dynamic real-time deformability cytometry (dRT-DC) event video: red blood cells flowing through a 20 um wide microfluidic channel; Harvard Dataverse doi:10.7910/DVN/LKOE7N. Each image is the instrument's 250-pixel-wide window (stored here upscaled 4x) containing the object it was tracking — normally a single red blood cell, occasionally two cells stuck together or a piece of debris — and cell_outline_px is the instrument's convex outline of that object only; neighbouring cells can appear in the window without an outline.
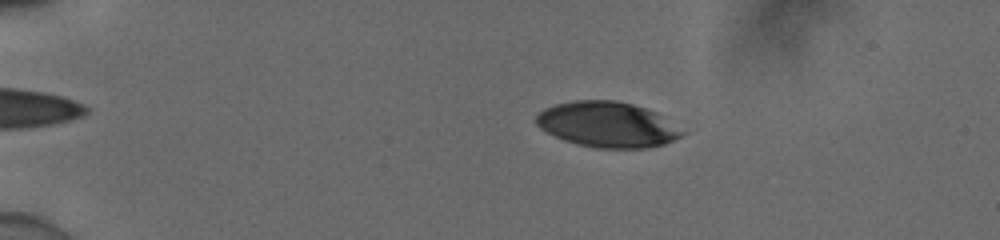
{"species": "human", "species_latin": "Homo sapiens", "temperature_condition": "cold", "stored_images_in_passage": 55, "camera_frame_rate_fps": 3000, "um_per_image_px": 0.085, "donor": {"sex": "male"}, "frame": {"image": 1, "passage_image": 12, "time_ms": 3.667, "image_size_px": [1000, 240], "cell_outline_px": [[688, 132], [664, 144], [648, 148], [596, 148], [576, 144], [564, 140], [540, 128], [536, 124], [536, 116], [544, 108], [556, 104], [572, 100], [616, 100], [632, 104], [656, 112]], "centroid_in_image_um": [51.64, 10.58], "position_along_channel_um": 33.4, "area_um2": 38.73}}
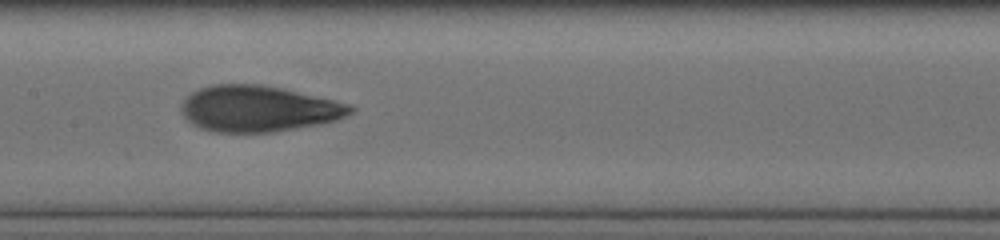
{"frame": {"image": 2, "passage_image": 30, "time_ms": 9.667, "image_size_px": [1000, 240], "cell_outline_px": [[356, 108], [352, 112], [336, 120], [320, 124], [272, 132], [212, 132], [200, 128], [192, 124], [184, 116], [180, 108], [184, 100], [192, 92], [200, 88], [216, 84], [260, 84], [280, 88], [352, 104]], "centroid_in_image_um": [21.96, 9.24], "position_along_channel_um": 185.4, "area_um2": 45.2}}
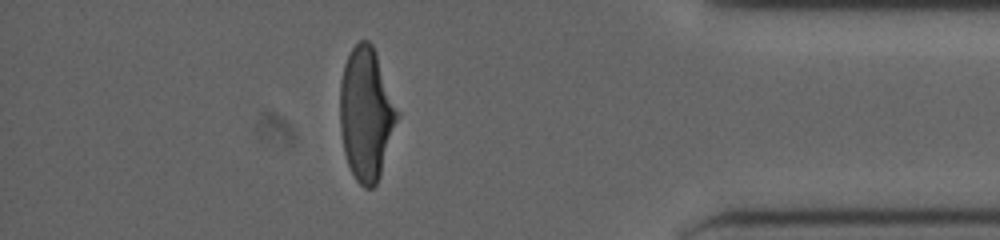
{"frame": {"image": 3, "passage_image": 49, "time_ms": 16.0, "image_size_px": [1000, 240], "cell_outline_px": [[400, 116], [380, 176], [376, 184], [372, 188], [364, 188], [356, 180], [348, 164], [344, 152], [340, 132], [340, 84], [344, 64], [352, 48], [360, 40], [368, 40], [372, 44], [400, 112]], "centroid_in_image_um": [31.14, 9.7], "position_along_channel_um": 404.1, "area_um2": 44.56}, "authors_computed_cell_mechanics": {"area_um2": 43.5812, "velocity_mm_per_s": 3.9025, "shape_relaxation_time_tau1_ms": 5.3021, "shape_relaxation_time_tau2_ms": 1.0583, "deformation_change_tau1": 0.1966, "deformation_change_tau2": 0.0788}}